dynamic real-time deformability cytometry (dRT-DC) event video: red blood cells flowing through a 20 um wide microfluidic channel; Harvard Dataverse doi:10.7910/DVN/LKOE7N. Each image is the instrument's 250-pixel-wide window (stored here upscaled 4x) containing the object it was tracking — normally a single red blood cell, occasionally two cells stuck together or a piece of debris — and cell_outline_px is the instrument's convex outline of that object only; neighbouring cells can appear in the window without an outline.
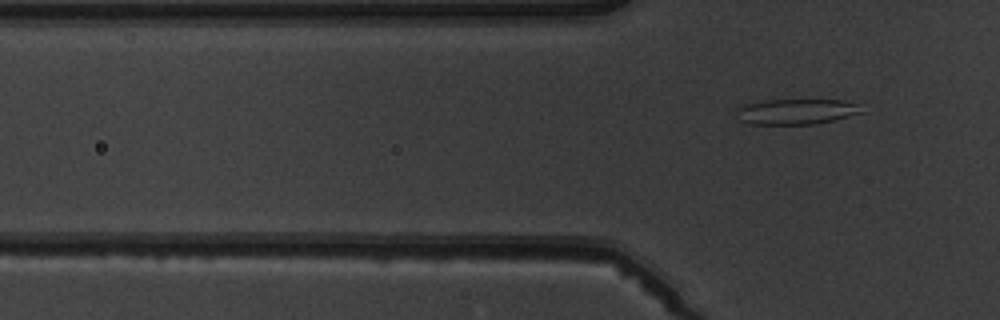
{"species": "common noctule bat (a hibernating species)", "species_latin": "Nyctalus noctula", "temperature_condition": "warm", "stored_images_in_passage": 4, "segment_of_instrument_passage": [2, 2], "camera_frame_rate_fps": 3000, "um_per_image_px": 0.085, "animal": {"sex": "male", "body_mass_g": 19.5, "forearm_length_mm": 54.6}, "frame": {"image": 1, "passage_image": 4, "time_ms": 3.667, "image_size_px": [1000, 320], "cell_outline_px": [[864, 112], [816, 124], [752, 124], [740, 120], [736, 108], [748, 104], [764, 100], [844, 100], [856, 104]], "centroid_in_image_um": [67.68, 9.48], "position_along_channel_um": 58.1, "area_um2": 18.26}}